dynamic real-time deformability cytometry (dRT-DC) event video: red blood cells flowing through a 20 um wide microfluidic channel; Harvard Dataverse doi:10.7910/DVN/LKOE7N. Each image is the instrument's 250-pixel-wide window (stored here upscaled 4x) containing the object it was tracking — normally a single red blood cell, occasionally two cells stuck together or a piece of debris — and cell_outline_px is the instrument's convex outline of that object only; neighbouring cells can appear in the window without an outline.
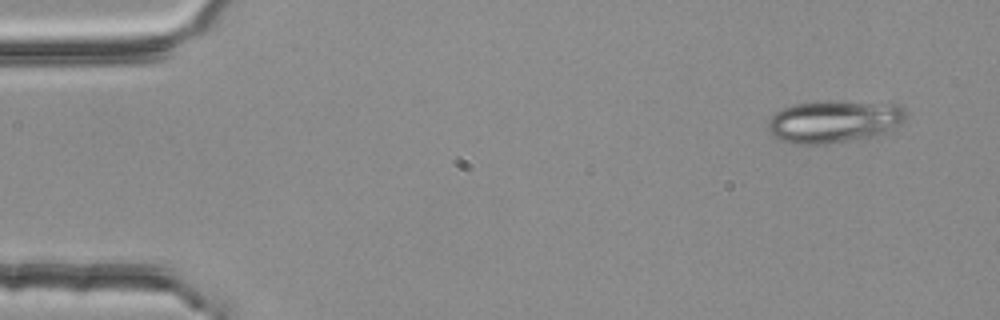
{"species": "common noctule bat (a hibernating species)", "species_latin": "Nyctalus noctula", "temperature_condition": "room temperature", "stored_images_in_passage": 5, "camera_frame_rate_fps": 3000, "um_per_image_px": 0.085, "animal": {"sex": "female", "body_mass_g": 25.1}, "frame": {"image": 1, "passage_image": 1, "time_ms": 0.0, "image_size_px": [1000, 320], "cell_outline_px": [[904, 120], [900, 124], [888, 132], [872, 136], [824, 144], [796, 144], [780, 140], [768, 128], [768, 120], [776, 112], [792, 104], [816, 100], [840, 100], [892, 104], [900, 108], [904, 112]], "centroid_in_image_um": [70.85, 10.3], "position_along_channel_um": 14.1, "area_um2": 33.99}}